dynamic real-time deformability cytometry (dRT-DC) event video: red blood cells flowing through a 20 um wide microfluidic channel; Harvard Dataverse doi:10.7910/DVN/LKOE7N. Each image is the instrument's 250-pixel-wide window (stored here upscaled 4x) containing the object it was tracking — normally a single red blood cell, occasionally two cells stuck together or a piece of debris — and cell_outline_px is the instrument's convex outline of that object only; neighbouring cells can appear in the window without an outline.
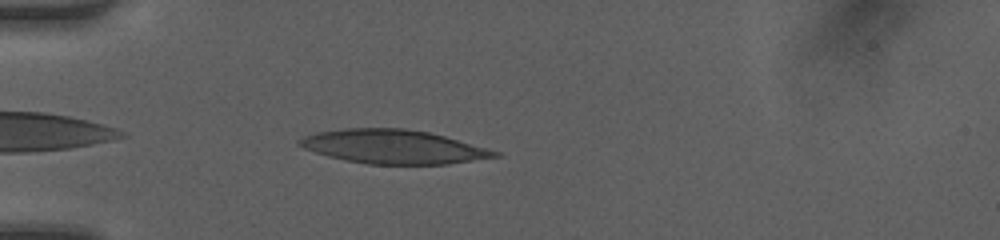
{"species": "human", "species_latin": "Homo sapiens", "temperature_condition": "room temperature", "stored_images_in_passage": 16, "camera_frame_rate_fps": 3000, "um_per_image_px": 0.085, "donor": {"sex": "female"}, "frame": {"image": 1, "passage_image": 2, "time_ms": 0.333, "image_size_px": [1000, 240], "cell_outline_px": [[504, 156], [448, 164], [368, 164], [344, 160], [328, 156], [304, 148], [296, 144], [296, 140], [304, 136], [316, 132], [344, 128], [404, 128], [428, 132], [444, 136], [504, 152]], "centroid_in_image_um": [33.48, 12.47], "position_along_channel_um": 51.5, "area_um2": 38.84}}
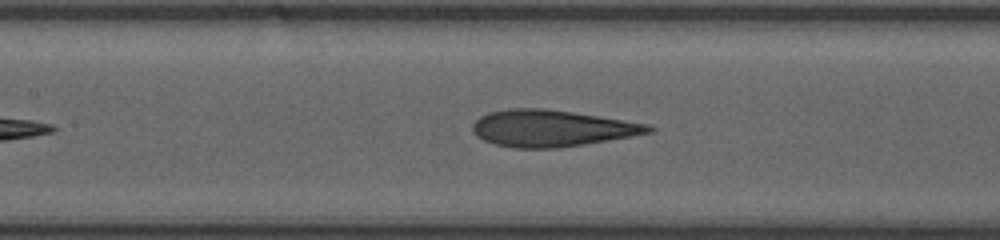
{"frame": {"image": 2, "passage_image": 10, "time_ms": 3.0, "image_size_px": [1000, 240], "cell_outline_px": [[656, 128], [652, 132], [632, 136], [584, 144], [556, 148], [516, 148], [496, 144], [484, 140], [476, 136], [472, 132], [472, 124], [480, 116], [488, 112], [508, 108], [544, 108], [572, 112], [648, 124]], "centroid_in_image_um": [46.85, 10.9], "position_along_channel_um": 160.5, "area_um2": 37.4}}
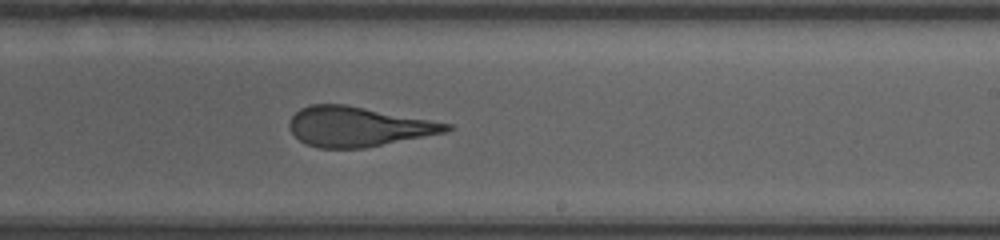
{"frame": {"image": 3, "passage_image": 16, "time_ms": 5.0, "image_size_px": [1000, 240], "cell_outline_px": [[456, 128], [444, 132], [364, 148], [320, 148], [308, 144], [300, 140], [292, 132], [288, 124], [292, 116], [300, 108], [308, 104], [344, 104], [452, 124]], "centroid_in_image_um": [30.41, 10.75], "position_along_channel_um": 258.6, "area_um2": 35.95}}